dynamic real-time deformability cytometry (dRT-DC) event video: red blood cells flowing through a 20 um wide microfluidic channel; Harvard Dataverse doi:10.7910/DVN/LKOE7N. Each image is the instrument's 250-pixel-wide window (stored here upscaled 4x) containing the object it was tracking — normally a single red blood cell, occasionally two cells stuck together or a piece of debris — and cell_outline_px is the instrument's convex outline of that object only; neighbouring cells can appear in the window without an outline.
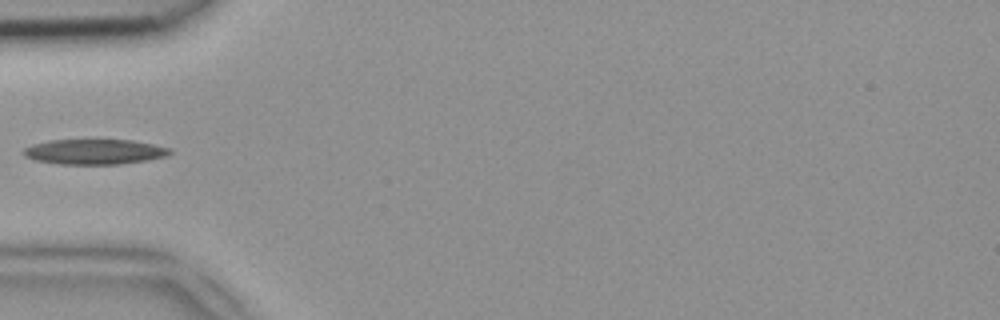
{"species": "common noctule bat (a hibernating species)", "species_latin": "Nyctalus noctula", "temperature_condition": "room temperature", "stored_images_in_passage": 34, "camera_frame_rate_fps": 3000, "um_per_image_px": 0.085, "animal": {"sex": "female", "body_mass_g": 18.4}, "frame": {"image": 1, "passage_image": 1, "time_ms": 0.0, "image_size_px": [1000, 320], "cell_outline_px": [[172, 152], [164, 156], [144, 160], [120, 164], [60, 164], [36, 160], [24, 156], [20, 152], [24, 148], [32, 144], [48, 140], [132, 140], [172, 148]], "centroid_in_image_um": [7.98, 12.89], "position_along_channel_um": 77.0, "area_um2": 21.39}}
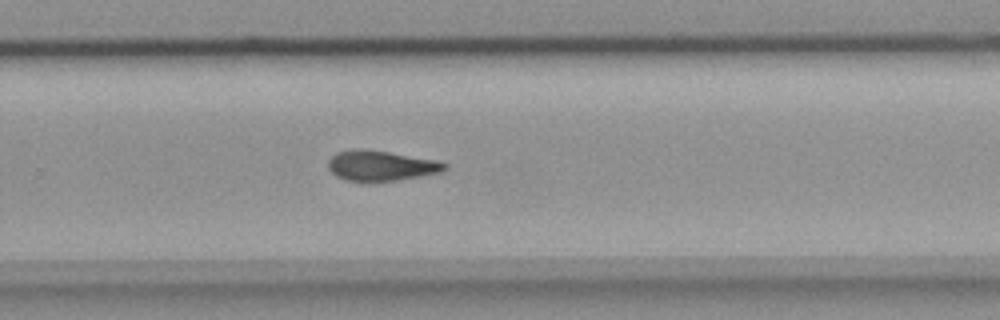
{"frame": {"image": 2, "passage_image": 17, "time_ms": 5.333, "image_size_px": [1000, 320], "cell_outline_px": [[448, 168], [440, 172], [420, 176], [396, 180], [348, 180], [336, 176], [328, 168], [328, 160], [336, 152], [360, 148], [388, 152], [436, 160], [448, 164]], "centroid_in_image_um": [32.38, 14.06], "position_along_channel_um": 297.4, "area_um2": 20.11}}
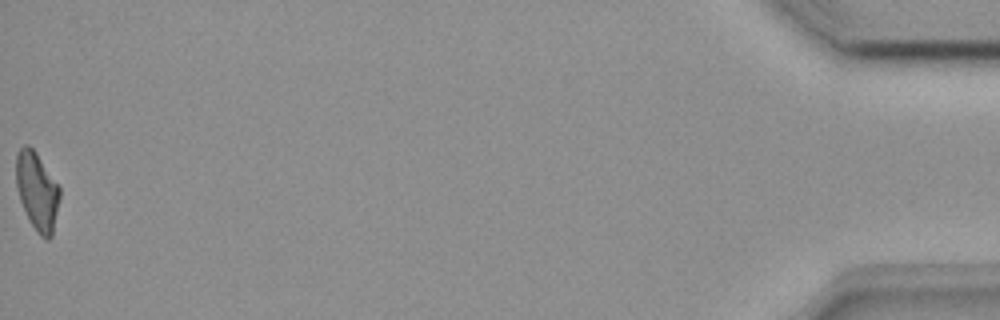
{"frame": {"image": 3, "passage_image": 34, "time_ms": 11.0, "image_size_px": [1000, 320], "cell_outline_px": [[60, 196], [52, 236], [48, 240], [40, 236], [32, 224], [20, 200], [16, 184], [16, 152], [24, 144], [28, 144], [36, 152], [60, 188]], "centroid_in_image_um": [3.15, 16.22], "position_along_channel_um": 432.1, "area_um2": 19.59}}